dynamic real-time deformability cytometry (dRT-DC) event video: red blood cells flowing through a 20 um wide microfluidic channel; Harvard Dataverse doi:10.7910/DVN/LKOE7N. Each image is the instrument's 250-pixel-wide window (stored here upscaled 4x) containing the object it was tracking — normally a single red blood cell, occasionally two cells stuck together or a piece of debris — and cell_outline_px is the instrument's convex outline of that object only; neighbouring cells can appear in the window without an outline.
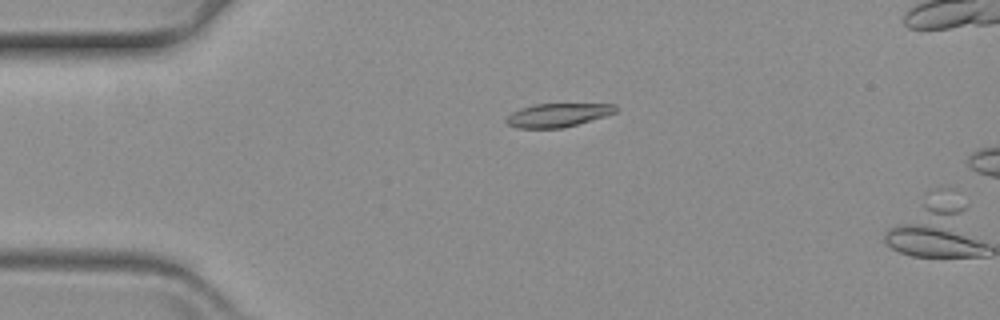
{"species": "common noctule bat (a hibernating species)", "species_latin": "Nyctalus noctula", "temperature_condition": "warm", "stored_images_in_passage": 11, "camera_frame_rate_fps": 3000, "um_per_image_px": 0.085, "animal": {"sex": "female", "body_mass_g": 19.3, "forearm_length_mm": 54.1}, "frame": {"image": 1, "passage_image": 10, "time_ms": 3.0, "image_size_px": [1000, 320], "cell_outline_px": [[616, 112], [604, 116], [576, 124], [560, 128], [516, 128], [508, 124], [504, 120], [512, 112], [520, 108], [536, 104], [616, 104]], "centroid_in_image_um": [47.36, 9.78], "position_along_channel_um": 37.6, "area_um2": 14.8}}